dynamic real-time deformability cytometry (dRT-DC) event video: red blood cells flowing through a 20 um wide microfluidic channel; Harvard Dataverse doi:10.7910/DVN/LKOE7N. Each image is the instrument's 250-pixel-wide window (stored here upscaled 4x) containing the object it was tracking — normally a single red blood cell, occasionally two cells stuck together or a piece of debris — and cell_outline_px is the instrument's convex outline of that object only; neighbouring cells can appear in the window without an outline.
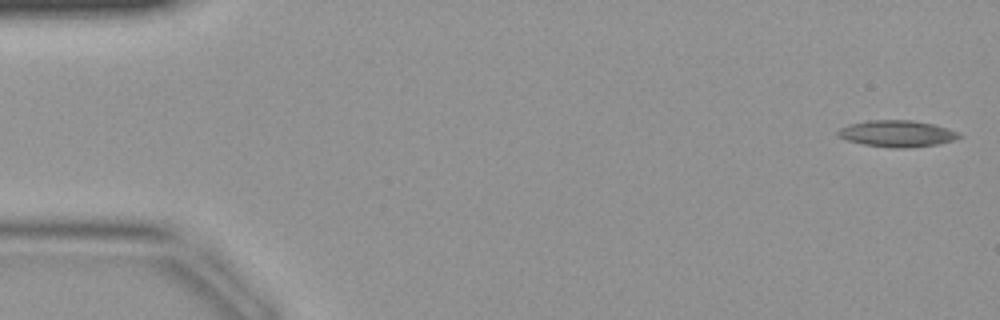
{"species": "common noctule bat (a hibernating species)", "species_latin": "Nyctalus noctula", "temperature_condition": "warm", "stored_images_in_passage": 42, "camera_frame_rate_fps": 3000, "um_per_image_px": 0.085, "animal": {"sex": "female", "body_mass_g": 19.9}, "frame": {"image": 1, "passage_image": 1, "time_ms": 0.0, "image_size_px": [1000, 320], "cell_outline_px": [[964, 136], [940, 144], [908, 148], [888, 148], [864, 144], [848, 140], [836, 136], [836, 132], [840, 128], [848, 124], [868, 120], [912, 120], [936, 124], [960, 132]], "centroid_in_image_um": [76.27, 11.35], "position_along_channel_um": 8.7, "area_um2": 19.07}}
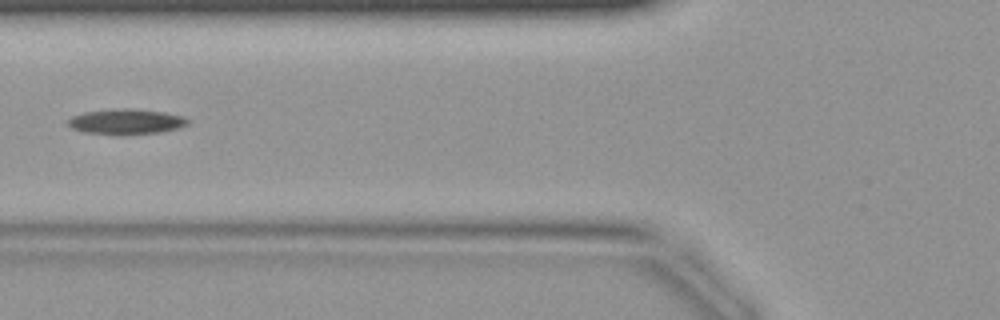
{"frame": {"image": 2, "passage_image": 16, "time_ms": 5.0, "image_size_px": [1000, 320], "cell_outline_px": [[188, 124], [176, 128], [160, 132], [124, 136], [116, 136], [84, 132], [72, 128], [64, 124], [64, 120], [72, 116], [84, 112], [116, 108], [128, 108], [164, 112], [184, 116], [188, 120]], "centroid_in_image_um": [10.63, 10.35], "position_along_channel_um": 115.2, "area_um2": 18.21}}
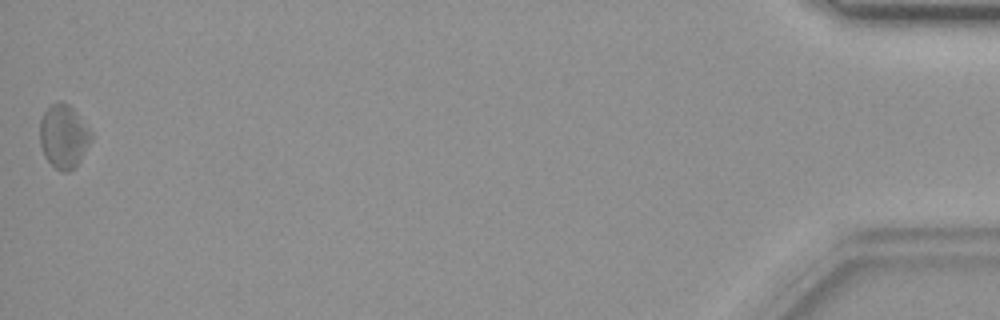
{"frame": {"image": 3, "passage_image": 42, "time_ms": 13.667, "image_size_px": [1000, 320], "cell_outline_px": [[92, 140], [80, 160], [68, 172], [60, 172], [44, 156], [40, 144], [40, 120], [44, 112], [56, 100], [60, 100], [68, 104], [76, 112], [92, 132]], "centroid_in_image_um": [5.41, 11.57], "position_along_channel_um": 429.8, "area_um2": 18.96}}